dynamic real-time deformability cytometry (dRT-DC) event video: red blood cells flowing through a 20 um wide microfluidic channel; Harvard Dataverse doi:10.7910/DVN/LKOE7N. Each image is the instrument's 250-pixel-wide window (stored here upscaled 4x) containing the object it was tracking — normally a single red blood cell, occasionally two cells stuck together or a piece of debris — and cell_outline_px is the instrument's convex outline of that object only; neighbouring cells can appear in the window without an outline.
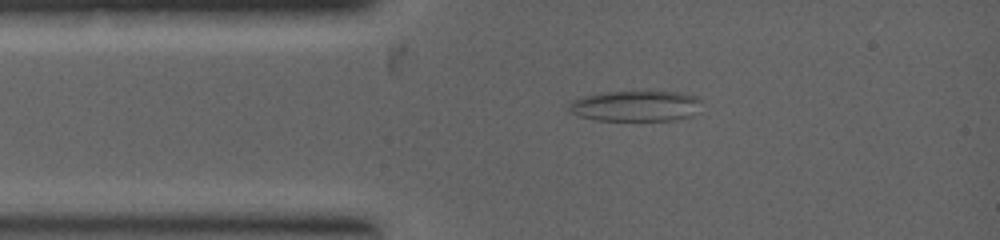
{"species": "common noctule bat (a hibernating species)", "species_latin": "Nyctalus noctula", "temperature_condition": "warm", "stored_images_in_passage": 4, "camera_frame_rate_fps": 5000, "um_per_image_px": 0.085, "animal": {"sex": "female", "body_mass_g": 19.0, "forearm_length_mm": 53.3}, "frame": {"image": 1, "passage_image": 1, "time_ms": 0.0, "image_size_px": [1000, 240], "cell_outline_px": [[700, 112], [692, 116], [672, 120], [596, 120], [580, 116], [572, 112], [568, 108], [568, 104], [572, 100], [584, 96], [608, 92], [680, 92], [696, 96], [700, 100]], "centroid_in_image_um": [54.08, 9.01], "position_along_channel_um": 30.9, "area_um2": 23.64}}